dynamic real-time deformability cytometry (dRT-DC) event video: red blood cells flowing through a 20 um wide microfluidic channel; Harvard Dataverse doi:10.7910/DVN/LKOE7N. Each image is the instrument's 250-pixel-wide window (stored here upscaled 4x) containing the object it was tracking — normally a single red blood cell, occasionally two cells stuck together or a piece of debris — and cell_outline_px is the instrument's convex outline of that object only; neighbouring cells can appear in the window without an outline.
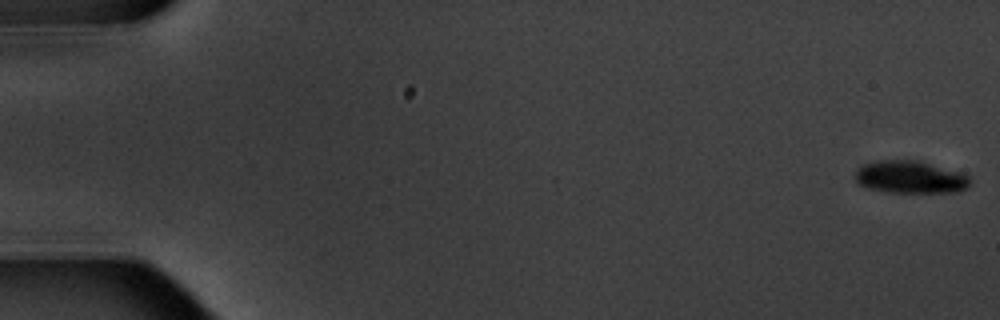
{"species": "common noctule bat (a hibernating species)", "species_latin": "Nyctalus noctula", "temperature_condition": "warm", "stored_images_in_passage": 6, "segment_of_instrument_passage": [1, 2], "camera_frame_rate_fps": 3000, "um_per_image_px": 0.085, "animal": {"sex": "male", "body_mass_g": 20.1, "forearm_length_mm": 53.5}, "frame": {"image": 1, "passage_image": 1, "time_ms": 0.0, "image_size_px": [1000, 320], "cell_outline_px": [[972, 180], [968, 188], [956, 192], [888, 192], [868, 188], [856, 184], [856, 172], [864, 164], [880, 160], [916, 160], [964, 172]], "centroid_in_image_um": [77.42, 15.06], "position_along_channel_um": 7.6, "area_um2": 21.91}}